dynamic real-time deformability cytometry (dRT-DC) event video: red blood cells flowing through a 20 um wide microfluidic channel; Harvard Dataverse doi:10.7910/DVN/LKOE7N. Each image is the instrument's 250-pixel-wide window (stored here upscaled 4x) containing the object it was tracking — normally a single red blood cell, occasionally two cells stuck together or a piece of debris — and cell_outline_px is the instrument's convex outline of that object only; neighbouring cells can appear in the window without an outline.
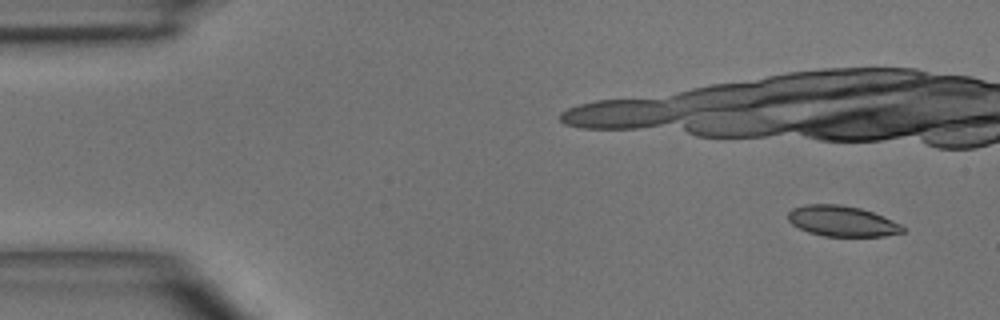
{"species": "common noctule bat (a hibernating species)", "species_latin": "Nyctalus noctula", "temperature_condition": "room temperature", "stored_images_in_passage": 6, "camera_frame_rate_fps": 3000, "um_per_image_px": 0.085, "animal": {"sex": "male", "body_mass_g": 15.6}, "frame": {"image": 1, "passage_image": 1, "time_ms": 0.0, "image_size_px": [1000, 320], "cell_outline_px": [[904, 232], [884, 236], [824, 236], [808, 232], [792, 224], [788, 220], [788, 212], [792, 208], [804, 204], [840, 204], [860, 208], [872, 212], [892, 220], [900, 224], [904, 228]], "centroid_in_image_um": [71.55, 18.79], "position_along_channel_um": 13.5, "area_um2": 20.4}}
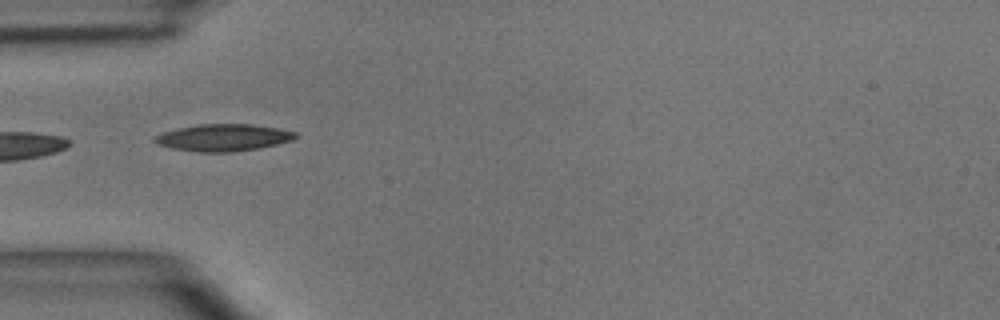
{"frame": {"image": 2, "passage_image": 6, "time_ms": 5.667, "image_size_px": [1000, 320], "cell_outline_px": [[300, 136], [292, 140], [260, 148], [232, 152], [200, 152], [172, 148], [160, 144], [152, 140], [156, 136], [164, 132], [176, 128], [200, 124], [252, 124], [280, 128], [296, 132]], "centroid_in_image_um": [19.04, 11.69], "position_along_channel_um": 66.0, "area_um2": 22.14}}